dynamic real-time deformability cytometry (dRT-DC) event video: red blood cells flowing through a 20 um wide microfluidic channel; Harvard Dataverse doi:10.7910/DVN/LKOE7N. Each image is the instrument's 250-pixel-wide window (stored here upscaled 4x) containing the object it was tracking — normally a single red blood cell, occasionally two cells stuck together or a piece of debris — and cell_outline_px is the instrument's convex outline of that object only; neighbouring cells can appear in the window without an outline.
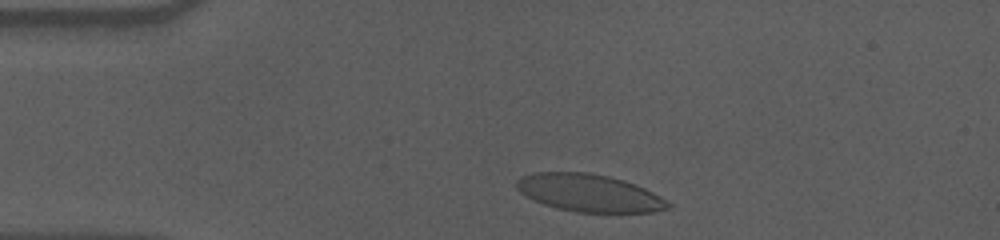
{"species": "human", "species_latin": "Homo sapiens", "temperature_condition": "cold", "stored_images_in_passage": 38, "camera_frame_rate_fps": 3000, "um_per_image_px": 0.085, "donor": {"sex": "male"}, "frame": {"image": 1, "passage_image": 3, "time_ms": 0.667, "image_size_px": [1000, 240], "cell_outline_px": [[672, 204], [668, 208], [652, 212], [576, 212], [556, 208], [544, 204], [520, 192], [516, 188], [516, 180], [520, 176], [532, 172], [588, 172], [608, 176], [624, 180], [636, 184], [660, 196]], "centroid_in_image_um": [50.06, 16.39], "position_along_channel_um": 34.9, "area_um2": 33.06}}
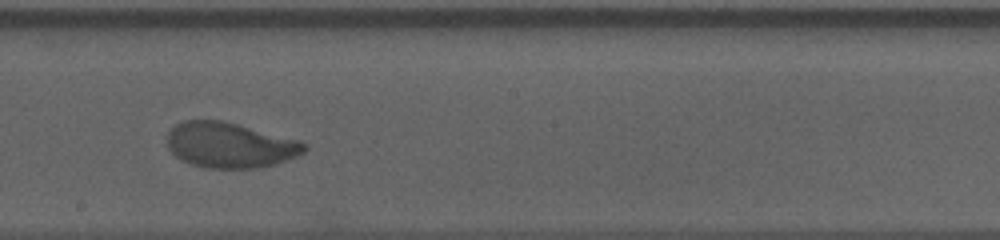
{"frame": {"image": 2, "passage_image": 23, "time_ms": 7.333, "image_size_px": [1000, 240], "cell_outline_px": [[308, 148], [304, 152], [296, 156], [276, 164], [260, 168], [208, 168], [192, 164], [180, 160], [168, 148], [168, 132], [176, 124], [184, 120], [224, 120], [300, 140], [308, 144]], "centroid_in_image_um": [19.57, 12.33], "position_along_channel_um": 228.6, "area_um2": 36.53}}
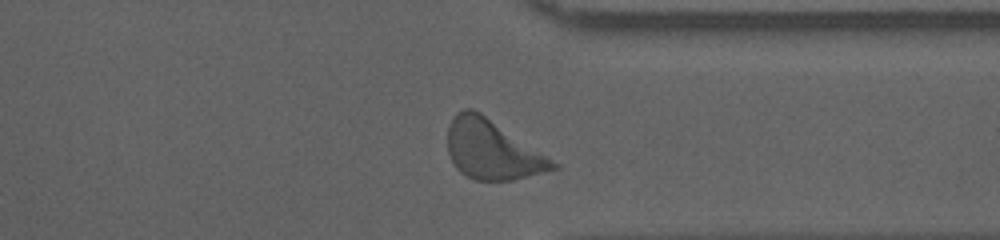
{"frame": {"image": 3, "passage_image": 35, "time_ms": 11.333, "image_size_px": [1000, 240], "cell_outline_px": [[560, 168], [512, 180], [476, 180], [460, 172], [456, 168], [448, 152], [448, 124], [452, 116], [456, 112], [464, 108], [472, 108], [480, 112], [560, 164]], "centroid_in_image_um": [41.82, 12.72], "position_along_channel_um": 369.6, "area_um2": 36.18}, "authors_computed_cell_mechanics": {"area_um2": 36.1539, "velocity_mm_per_s": 3.5499, "shape_relaxation_time_tau1_ms": 2.991, "shape_relaxation_time_tau2_ms": 0.8305, "deformation_change_tau1": 0.1542, "deformation_change_tau2": 0.0588}}